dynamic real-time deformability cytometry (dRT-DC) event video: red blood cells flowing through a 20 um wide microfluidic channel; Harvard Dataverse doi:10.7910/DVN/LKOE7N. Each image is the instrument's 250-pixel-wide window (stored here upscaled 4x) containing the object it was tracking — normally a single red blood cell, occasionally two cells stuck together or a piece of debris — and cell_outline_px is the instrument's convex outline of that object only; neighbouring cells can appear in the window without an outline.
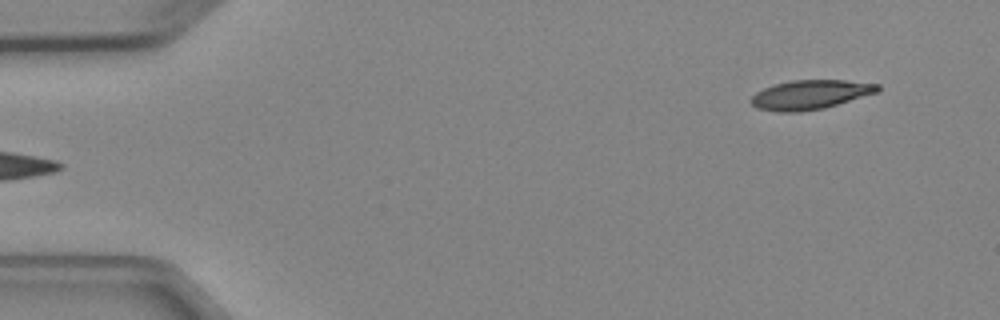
{"species": "Egyptian fruit bat (a non-hibernating species)", "species_latin": "Rousettus aegyptiacus", "temperature_condition": "cold", "stored_images_in_passage": 4, "segment_of_instrument_passage": [2, 2], "camera_frame_rate_fps": 3000, "um_per_image_px": 0.085, "animal": {"sex": "female"}, "frame": {"image": 1, "passage_image": 4, "time_ms": 3.333, "image_size_px": [1000, 320], "cell_outline_px": [[880, 88], [876, 92], [824, 108], [800, 112], [776, 112], [756, 108], [748, 100], [756, 92], [772, 84], [792, 80], [844, 80], [880, 84]], "centroid_in_image_um": [68.8, 8.05], "position_along_channel_um": 16.2, "area_um2": 21.62}}